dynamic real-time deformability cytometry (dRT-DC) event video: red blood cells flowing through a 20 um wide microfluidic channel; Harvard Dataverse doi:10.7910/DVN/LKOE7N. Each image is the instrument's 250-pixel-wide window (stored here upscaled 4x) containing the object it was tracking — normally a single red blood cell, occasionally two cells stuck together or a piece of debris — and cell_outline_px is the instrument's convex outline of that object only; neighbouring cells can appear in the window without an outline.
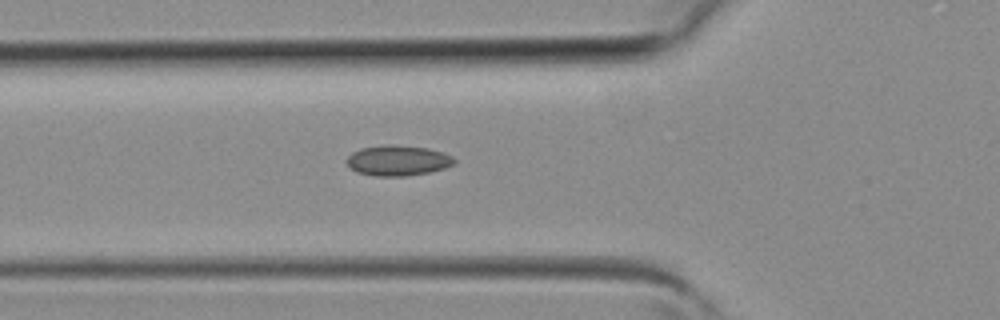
{"species": "common noctule bat (a hibernating species)", "species_latin": "Nyctalus noctula", "temperature_condition": "room temperature", "stored_images_in_passage": 24, "camera_frame_rate_fps": 3000, "um_per_image_px": 0.085, "animal": {"sex": "female", "body_mass_g": 19.3, "forearm_length_mm": 54.1}, "frame": {"image": 1, "passage_image": 2, "time_ms": 0.333, "image_size_px": [1000, 320], "cell_outline_px": [[456, 164], [444, 168], [428, 172], [404, 176], [376, 176], [356, 172], [344, 160], [352, 152], [360, 148], [384, 144], [392, 144], [428, 148], [452, 156], [456, 160]], "centroid_in_image_um": [33.79, 13.63], "position_along_channel_um": 92.0, "area_um2": 19.13}}
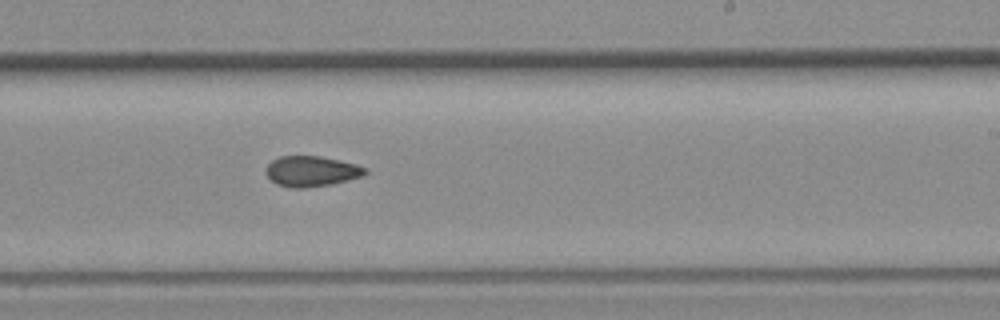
{"frame": {"image": 2, "passage_image": 12, "time_ms": 3.667, "image_size_px": [1000, 320], "cell_outline_px": [[368, 172], [364, 176], [332, 184], [300, 188], [292, 188], [276, 184], [264, 172], [268, 164], [272, 160], [280, 156], [320, 156], [340, 160], [356, 164], [368, 168]], "centroid_in_image_um": [26.5, 14.55], "position_along_channel_um": 262.5, "area_um2": 17.74}}
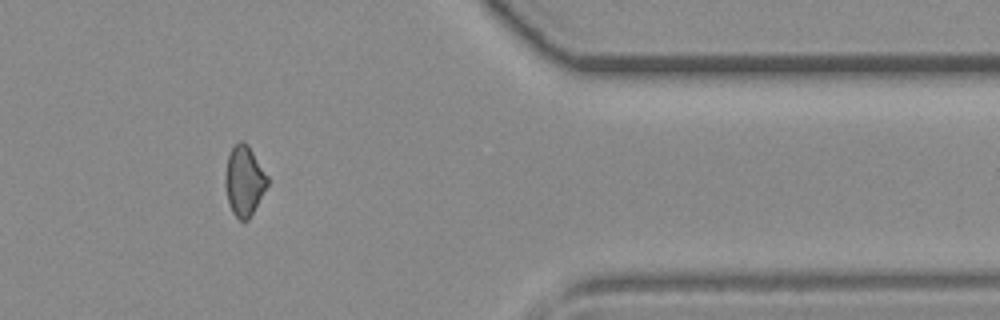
{"frame": {"image": 3, "passage_image": 21, "time_ms": 6.667, "image_size_px": [1000, 320], "cell_outline_px": [[268, 184], [248, 220], [240, 220], [232, 212], [228, 204], [224, 184], [224, 172], [228, 156], [232, 148], [240, 140], [244, 140], [248, 144], [268, 176]], "centroid_in_image_um": [20.73, 15.35], "position_along_channel_um": 390.7, "area_um2": 17.28}}